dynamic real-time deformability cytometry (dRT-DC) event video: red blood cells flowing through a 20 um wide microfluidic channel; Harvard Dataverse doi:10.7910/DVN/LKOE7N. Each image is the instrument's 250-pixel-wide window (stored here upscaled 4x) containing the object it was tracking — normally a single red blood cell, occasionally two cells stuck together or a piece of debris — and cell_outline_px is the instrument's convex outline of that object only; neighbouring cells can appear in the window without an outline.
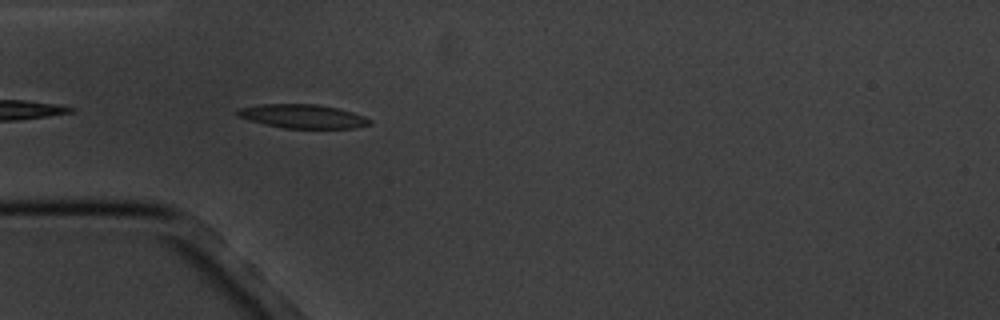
{"species": "common noctule bat (a hibernating species)", "species_latin": "Nyctalus noctula", "temperature_condition": "cold", "stored_images_in_passage": 4, "camera_frame_rate_fps": 3000, "um_per_image_px": 0.085, "animal": {"sex": "male", "body_mass_g": 20.1, "forearm_length_mm": 53.5}, "frame": {"image": 1, "passage_image": 4, "time_ms": 3.667, "image_size_px": [1000, 320], "cell_outline_px": [[372, 124], [356, 128], [284, 128], [248, 120], [236, 116], [236, 108], [260, 104], [316, 104], [336, 108], [352, 112], [364, 116], [372, 120]], "centroid_in_image_um": [25.71, 9.88], "position_along_channel_um": 59.3, "area_um2": 18.44}}